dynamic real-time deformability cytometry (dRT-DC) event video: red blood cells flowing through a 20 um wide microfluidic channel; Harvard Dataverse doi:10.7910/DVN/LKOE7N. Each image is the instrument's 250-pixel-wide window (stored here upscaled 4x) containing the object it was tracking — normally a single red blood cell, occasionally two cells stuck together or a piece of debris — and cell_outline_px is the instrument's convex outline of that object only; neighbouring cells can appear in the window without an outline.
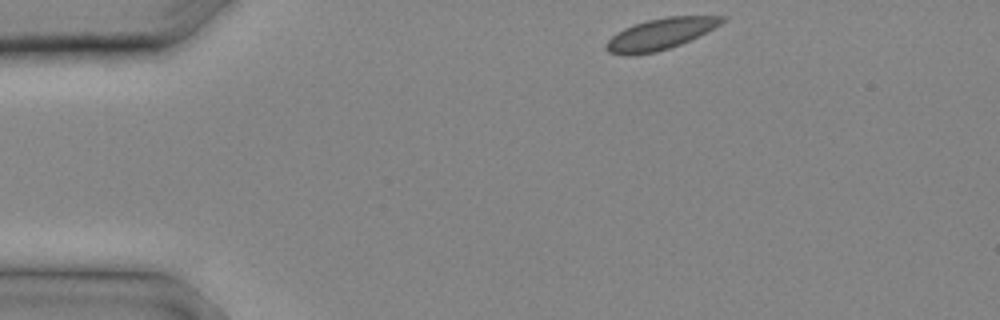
{"species": "common noctule bat (a hibernating species)", "species_latin": "Nyctalus noctula", "temperature_condition": "cold", "stored_images_in_passage": 6, "camera_frame_rate_fps": 3000, "um_per_image_px": 0.085, "animal": {"sex": "male", "body_mass_g": 20.4}, "frame": {"image": 1, "passage_image": 1, "time_ms": 0.0, "image_size_px": [1000, 320], "cell_outline_px": [[728, 16], [720, 24], [680, 44], [656, 52], [632, 56], [624, 56], [608, 52], [604, 48], [604, 44], [616, 32], [624, 28], [648, 20], [668, 16]], "centroid_in_image_um": [56.04, 2.91], "position_along_channel_um": 29.0, "area_um2": 20.87}}
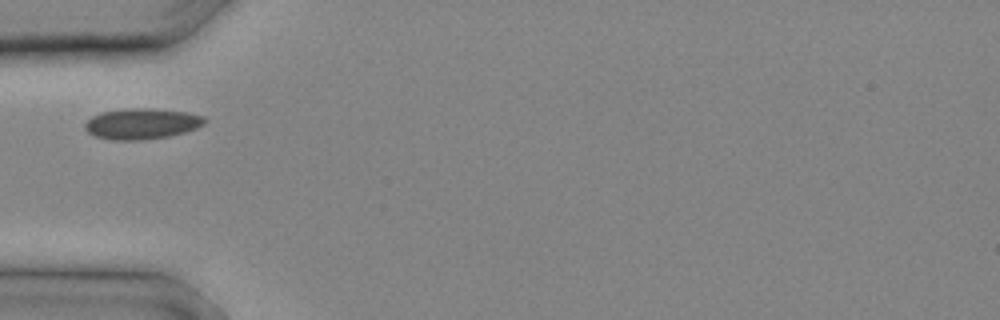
{"frame": {"image": 2, "passage_image": 5, "time_ms": 1.333, "image_size_px": [1000, 320], "cell_outline_px": [[208, 120], [204, 124], [196, 128], [184, 132], [168, 136], [144, 140], [112, 140], [96, 136], [88, 132], [84, 128], [84, 124], [92, 116], [104, 112], [132, 108], [148, 108], [188, 112], [204, 116]], "centroid_in_image_um": [12.08, 10.52], "position_along_channel_um": 72.9, "area_um2": 21.39}}